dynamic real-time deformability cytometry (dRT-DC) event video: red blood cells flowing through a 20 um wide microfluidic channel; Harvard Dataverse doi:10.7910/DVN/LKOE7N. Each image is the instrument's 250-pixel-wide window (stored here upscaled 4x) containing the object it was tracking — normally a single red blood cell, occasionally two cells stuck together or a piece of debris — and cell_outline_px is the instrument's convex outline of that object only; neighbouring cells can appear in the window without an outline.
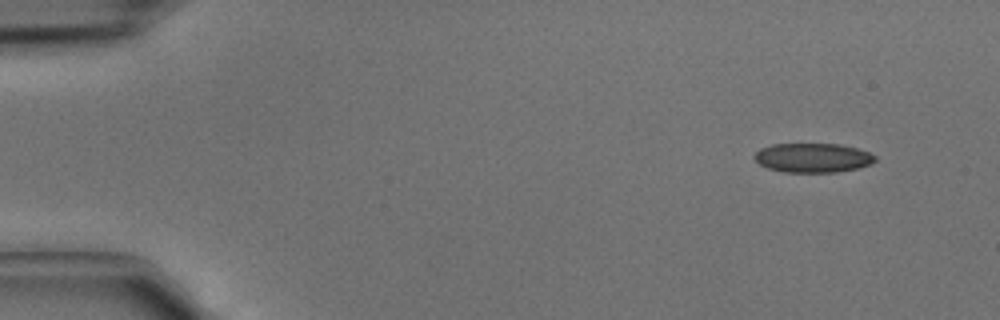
{"species": "common noctule bat (a hibernating species)", "species_latin": "Nyctalus noctula", "temperature_condition": "cold", "stored_images_in_passage": 3, "camera_frame_rate_fps": 3000, "um_per_image_px": 0.085, "animal": {"sex": "male", "body_mass_g": 15.6}, "frame": {"image": 1, "passage_image": 1, "time_ms": 0.0, "image_size_px": [1000, 320], "cell_outline_px": [[876, 160], [872, 164], [856, 168], [836, 172], [784, 172], [768, 168], [760, 164], [752, 156], [760, 148], [772, 144], [836, 144], [856, 148], [868, 152], [876, 156]], "centroid_in_image_um": [69.07, 13.41], "position_along_channel_um": 15.9, "area_um2": 20.52}}